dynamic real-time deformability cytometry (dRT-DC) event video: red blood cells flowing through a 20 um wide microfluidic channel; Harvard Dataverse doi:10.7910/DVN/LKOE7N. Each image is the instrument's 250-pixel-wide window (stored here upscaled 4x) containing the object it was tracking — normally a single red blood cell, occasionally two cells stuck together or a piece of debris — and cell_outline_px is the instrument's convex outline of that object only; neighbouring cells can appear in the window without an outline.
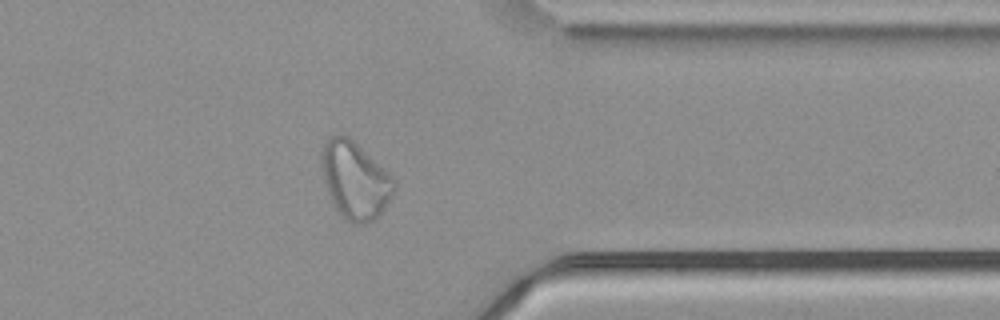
{"species": "common noctule bat (a hibernating species)", "species_latin": "Nyctalus noctula", "temperature_condition": "cold", "stored_images_in_passage": 40, "camera_frame_rate_fps": 3000, "um_per_image_px": 0.085, "animal": {"sex": "male", "body_mass_g": 21.5, "forearm_length_mm": 52.0}, "frame": {"image": 1, "passage_image": 29, "time_ms": 9.333, "image_size_px": [1000, 320], "cell_outline_px": [[396, 188], [392, 196], [384, 208], [372, 220], [364, 224], [356, 224], [344, 220], [332, 204], [324, 184], [320, 164], [320, 156], [324, 144], [332, 136], [348, 136], [388, 172], [396, 180]], "centroid_in_image_um": [30.15, 15.35], "position_along_channel_um": 381.2, "area_um2": 32.6}, "authors_computed_cell_mechanics": {"area_um2": 29.9404, "velocity_mm_per_s": 3.6822, "shape_relaxation_time_tau1_ms": null, "shape_relaxation_time_tau2_ms": 1.8588, "deformation_change_tau1": null, "deformation_change_tau2": 0.0781}}